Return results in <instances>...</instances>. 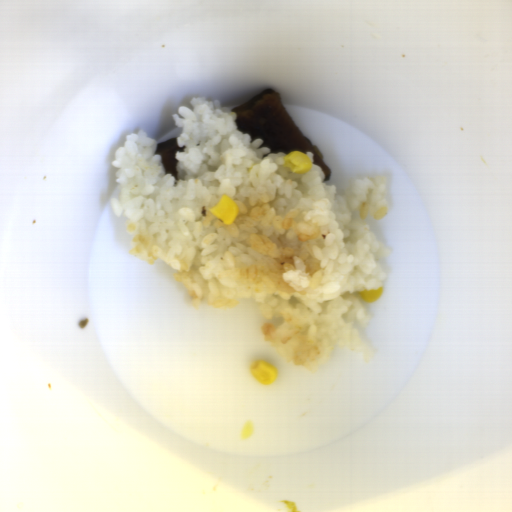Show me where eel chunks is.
Wrapping results in <instances>:
<instances>
[{"label": "eel chunks", "mask_w": 512, "mask_h": 512, "mask_svg": "<svg viewBox=\"0 0 512 512\" xmlns=\"http://www.w3.org/2000/svg\"><path fill=\"white\" fill-rule=\"evenodd\" d=\"M230 109L237 116L238 130L248 134L251 141L263 140L259 149L268 147L272 154L284 153L286 156L294 151L312 152L314 165L325 174L323 182L330 180L331 170L324 163L321 150L303 136L284 108L276 89L265 88L249 101Z\"/></svg>", "instance_id": "1"}, {"label": "eel chunks", "mask_w": 512, "mask_h": 512, "mask_svg": "<svg viewBox=\"0 0 512 512\" xmlns=\"http://www.w3.org/2000/svg\"><path fill=\"white\" fill-rule=\"evenodd\" d=\"M177 137H171L166 141L156 143L155 151V155L161 156V164L165 173L172 174L176 179L178 176L176 152H181L184 149V147L177 145Z\"/></svg>", "instance_id": "2"}]
</instances>
